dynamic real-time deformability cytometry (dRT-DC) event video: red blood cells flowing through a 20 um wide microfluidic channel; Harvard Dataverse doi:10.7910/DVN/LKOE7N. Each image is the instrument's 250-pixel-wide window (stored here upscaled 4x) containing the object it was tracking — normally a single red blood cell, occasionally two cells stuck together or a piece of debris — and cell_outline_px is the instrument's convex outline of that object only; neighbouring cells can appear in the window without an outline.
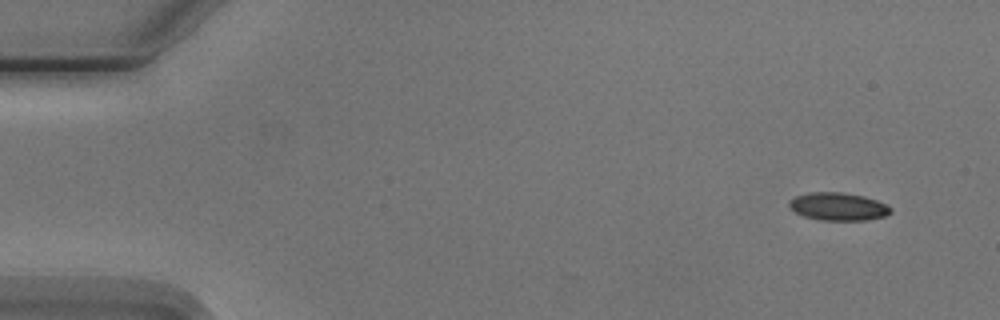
{"species": "Egyptian fruit bat (a non-hibernating species)", "species_latin": "Rousettus aegyptiacus", "temperature_condition": "cold", "stored_images_in_passage": 8, "camera_frame_rate_fps": 3000, "um_per_image_px": 0.085, "animal": {"sex": "male"}, "frame": {"image": 1, "passage_image": 1, "time_ms": 0.0, "image_size_px": [1000, 320], "cell_outline_px": [[892, 212], [884, 216], [868, 220], [820, 220], [804, 216], [796, 212], [788, 204], [796, 196], [812, 192], [840, 192], [864, 196], [888, 204], [892, 208]], "centroid_in_image_um": [71.31, 17.56], "position_along_channel_um": 13.7, "area_um2": 16.36}}
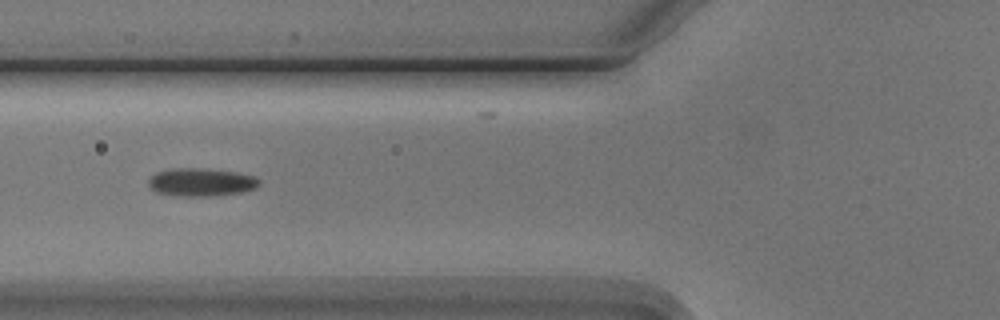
{"frame": {"image": 2, "passage_image": 5, "time_ms": 5.667, "image_size_px": [1000, 320], "cell_outline_px": [[260, 184], [256, 188], [240, 192], [212, 196], [180, 196], [156, 192], [148, 184], [148, 180], [156, 172], [172, 168], [200, 168], [236, 172], [252, 176], [260, 180]], "centroid_in_image_um": [17.08, 15.48], "position_along_channel_um": 108.7, "area_um2": 17.98}}
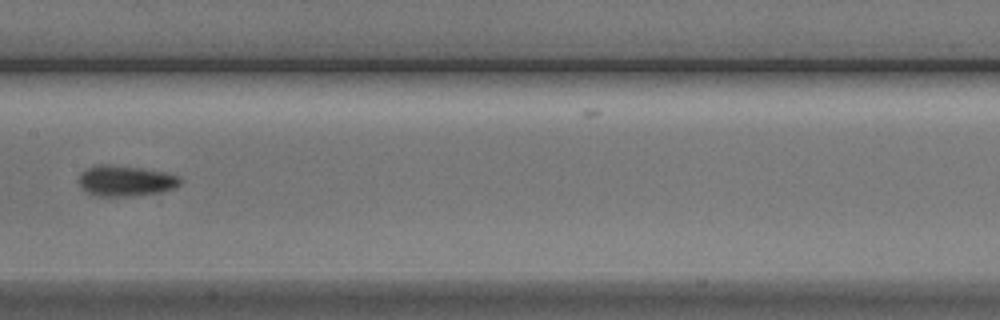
{"frame": {"image": 3, "passage_image": 7, "time_ms": 8.0, "image_size_px": [1000, 320], "cell_outline_px": [[184, 180], [180, 184], [172, 188], [160, 192], [136, 196], [96, 196], [88, 192], [80, 184], [80, 172], [88, 168], [100, 164], [108, 164], [140, 168], [164, 172], [180, 176]], "centroid_in_image_um": [10.71, 15.37], "position_along_channel_um": 196.7, "area_um2": 18.03}}